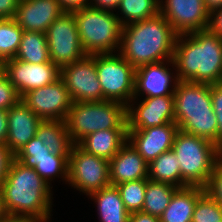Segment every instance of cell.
Wrapping results in <instances>:
<instances>
[{"label": "cell", "instance_id": "obj_38", "mask_svg": "<svg viewBox=\"0 0 222 222\" xmlns=\"http://www.w3.org/2000/svg\"><path fill=\"white\" fill-rule=\"evenodd\" d=\"M207 29L222 39V7L210 11Z\"/></svg>", "mask_w": 222, "mask_h": 222}, {"label": "cell", "instance_id": "obj_40", "mask_svg": "<svg viewBox=\"0 0 222 222\" xmlns=\"http://www.w3.org/2000/svg\"><path fill=\"white\" fill-rule=\"evenodd\" d=\"M65 12H72L90 5V0H56Z\"/></svg>", "mask_w": 222, "mask_h": 222}, {"label": "cell", "instance_id": "obj_1", "mask_svg": "<svg viewBox=\"0 0 222 222\" xmlns=\"http://www.w3.org/2000/svg\"><path fill=\"white\" fill-rule=\"evenodd\" d=\"M173 62L179 81L222 83V39L208 29L177 35Z\"/></svg>", "mask_w": 222, "mask_h": 222}, {"label": "cell", "instance_id": "obj_42", "mask_svg": "<svg viewBox=\"0 0 222 222\" xmlns=\"http://www.w3.org/2000/svg\"><path fill=\"white\" fill-rule=\"evenodd\" d=\"M129 222H160V218L142 211L130 214Z\"/></svg>", "mask_w": 222, "mask_h": 222}, {"label": "cell", "instance_id": "obj_35", "mask_svg": "<svg viewBox=\"0 0 222 222\" xmlns=\"http://www.w3.org/2000/svg\"><path fill=\"white\" fill-rule=\"evenodd\" d=\"M205 191L222 206V158L215 165Z\"/></svg>", "mask_w": 222, "mask_h": 222}, {"label": "cell", "instance_id": "obj_47", "mask_svg": "<svg viewBox=\"0 0 222 222\" xmlns=\"http://www.w3.org/2000/svg\"><path fill=\"white\" fill-rule=\"evenodd\" d=\"M52 216H54V214H51V215H49L47 217H43V218H36V219H34V222H56V221H54V218ZM58 222H60V221H58Z\"/></svg>", "mask_w": 222, "mask_h": 222}, {"label": "cell", "instance_id": "obj_31", "mask_svg": "<svg viewBox=\"0 0 222 222\" xmlns=\"http://www.w3.org/2000/svg\"><path fill=\"white\" fill-rule=\"evenodd\" d=\"M147 179L126 181L116 185L124 207L131 214L142 211Z\"/></svg>", "mask_w": 222, "mask_h": 222}, {"label": "cell", "instance_id": "obj_26", "mask_svg": "<svg viewBox=\"0 0 222 222\" xmlns=\"http://www.w3.org/2000/svg\"><path fill=\"white\" fill-rule=\"evenodd\" d=\"M148 179L178 188L186 187L181 182L180 162L172 149L163 152L148 164Z\"/></svg>", "mask_w": 222, "mask_h": 222}, {"label": "cell", "instance_id": "obj_7", "mask_svg": "<svg viewBox=\"0 0 222 222\" xmlns=\"http://www.w3.org/2000/svg\"><path fill=\"white\" fill-rule=\"evenodd\" d=\"M72 13L87 55L119 52L123 25L115 12L87 6Z\"/></svg>", "mask_w": 222, "mask_h": 222}, {"label": "cell", "instance_id": "obj_17", "mask_svg": "<svg viewBox=\"0 0 222 222\" xmlns=\"http://www.w3.org/2000/svg\"><path fill=\"white\" fill-rule=\"evenodd\" d=\"M178 130L175 122L141 130H128V141L149 164L163 152L172 149Z\"/></svg>", "mask_w": 222, "mask_h": 222}, {"label": "cell", "instance_id": "obj_2", "mask_svg": "<svg viewBox=\"0 0 222 222\" xmlns=\"http://www.w3.org/2000/svg\"><path fill=\"white\" fill-rule=\"evenodd\" d=\"M1 187L5 208L11 218L36 219L55 213V188L41 178L34 168L25 167L15 158Z\"/></svg>", "mask_w": 222, "mask_h": 222}, {"label": "cell", "instance_id": "obj_34", "mask_svg": "<svg viewBox=\"0 0 222 222\" xmlns=\"http://www.w3.org/2000/svg\"><path fill=\"white\" fill-rule=\"evenodd\" d=\"M210 94L212 107L216 114L218 129H217V146H222V83L210 84Z\"/></svg>", "mask_w": 222, "mask_h": 222}, {"label": "cell", "instance_id": "obj_4", "mask_svg": "<svg viewBox=\"0 0 222 222\" xmlns=\"http://www.w3.org/2000/svg\"><path fill=\"white\" fill-rule=\"evenodd\" d=\"M173 95L178 128L217 145L218 123L212 107L210 84L179 81Z\"/></svg>", "mask_w": 222, "mask_h": 222}, {"label": "cell", "instance_id": "obj_45", "mask_svg": "<svg viewBox=\"0 0 222 222\" xmlns=\"http://www.w3.org/2000/svg\"><path fill=\"white\" fill-rule=\"evenodd\" d=\"M204 3L209 11L222 7V0H204Z\"/></svg>", "mask_w": 222, "mask_h": 222}, {"label": "cell", "instance_id": "obj_36", "mask_svg": "<svg viewBox=\"0 0 222 222\" xmlns=\"http://www.w3.org/2000/svg\"><path fill=\"white\" fill-rule=\"evenodd\" d=\"M14 156L51 157V151L43 145L42 141L34 137Z\"/></svg>", "mask_w": 222, "mask_h": 222}, {"label": "cell", "instance_id": "obj_43", "mask_svg": "<svg viewBox=\"0 0 222 222\" xmlns=\"http://www.w3.org/2000/svg\"><path fill=\"white\" fill-rule=\"evenodd\" d=\"M7 110H0V143L5 144L8 134Z\"/></svg>", "mask_w": 222, "mask_h": 222}, {"label": "cell", "instance_id": "obj_19", "mask_svg": "<svg viewBox=\"0 0 222 222\" xmlns=\"http://www.w3.org/2000/svg\"><path fill=\"white\" fill-rule=\"evenodd\" d=\"M8 111V134L5 145L15 155L35 137L41 119L20 100Z\"/></svg>", "mask_w": 222, "mask_h": 222}, {"label": "cell", "instance_id": "obj_24", "mask_svg": "<svg viewBox=\"0 0 222 222\" xmlns=\"http://www.w3.org/2000/svg\"><path fill=\"white\" fill-rule=\"evenodd\" d=\"M205 192V188L200 186L179 188L172 196L168 207L159 217L160 222H192L197 200Z\"/></svg>", "mask_w": 222, "mask_h": 222}, {"label": "cell", "instance_id": "obj_48", "mask_svg": "<svg viewBox=\"0 0 222 222\" xmlns=\"http://www.w3.org/2000/svg\"><path fill=\"white\" fill-rule=\"evenodd\" d=\"M3 71V64L0 62V73Z\"/></svg>", "mask_w": 222, "mask_h": 222}, {"label": "cell", "instance_id": "obj_16", "mask_svg": "<svg viewBox=\"0 0 222 222\" xmlns=\"http://www.w3.org/2000/svg\"><path fill=\"white\" fill-rule=\"evenodd\" d=\"M3 72L20 97L33 89L52 84L60 78V69L52 62L34 64L15 58L3 63Z\"/></svg>", "mask_w": 222, "mask_h": 222}, {"label": "cell", "instance_id": "obj_15", "mask_svg": "<svg viewBox=\"0 0 222 222\" xmlns=\"http://www.w3.org/2000/svg\"><path fill=\"white\" fill-rule=\"evenodd\" d=\"M174 96L132 99L127 105L128 130H141L175 122Z\"/></svg>", "mask_w": 222, "mask_h": 222}, {"label": "cell", "instance_id": "obj_29", "mask_svg": "<svg viewBox=\"0 0 222 222\" xmlns=\"http://www.w3.org/2000/svg\"><path fill=\"white\" fill-rule=\"evenodd\" d=\"M160 13V0H121L116 16L123 26L153 18Z\"/></svg>", "mask_w": 222, "mask_h": 222}, {"label": "cell", "instance_id": "obj_14", "mask_svg": "<svg viewBox=\"0 0 222 222\" xmlns=\"http://www.w3.org/2000/svg\"><path fill=\"white\" fill-rule=\"evenodd\" d=\"M160 14L177 35L206 30L209 25L204 0H160Z\"/></svg>", "mask_w": 222, "mask_h": 222}, {"label": "cell", "instance_id": "obj_9", "mask_svg": "<svg viewBox=\"0 0 222 222\" xmlns=\"http://www.w3.org/2000/svg\"><path fill=\"white\" fill-rule=\"evenodd\" d=\"M109 185V161L74 144L69 155L67 187L87 197Z\"/></svg>", "mask_w": 222, "mask_h": 222}, {"label": "cell", "instance_id": "obj_32", "mask_svg": "<svg viewBox=\"0 0 222 222\" xmlns=\"http://www.w3.org/2000/svg\"><path fill=\"white\" fill-rule=\"evenodd\" d=\"M192 222H222V206L205 192L197 200Z\"/></svg>", "mask_w": 222, "mask_h": 222}, {"label": "cell", "instance_id": "obj_37", "mask_svg": "<svg viewBox=\"0 0 222 222\" xmlns=\"http://www.w3.org/2000/svg\"><path fill=\"white\" fill-rule=\"evenodd\" d=\"M15 156L5 144L0 143V185L5 180L9 167Z\"/></svg>", "mask_w": 222, "mask_h": 222}, {"label": "cell", "instance_id": "obj_18", "mask_svg": "<svg viewBox=\"0 0 222 222\" xmlns=\"http://www.w3.org/2000/svg\"><path fill=\"white\" fill-rule=\"evenodd\" d=\"M64 12L56 0H20L14 20L23 31L46 33Z\"/></svg>", "mask_w": 222, "mask_h": 222}, {"label": "cell", "instance_id": "obj_22", "mask_svg": "<svg viewBox=\"0 0 222 222\" xmlns=\"http://www.w3.org/2000/svg\"><path fill=\"white\" fill-rule=\"evenodd\" d=\"M127 141L128 129H108L88 134L77 145L89 154L110 161Z\"/></svg>", "mask_w": 222, "mask_h": 222}, {"label": "cell", "instance_id": "obj_39", "mask_svg": "<svg viewBox=\"0 0 222 222\" xmlns=\"http://www.w3.org/2000/svg\"><path fill=\"white\" fill-rule=\"evenodd\" d=\"M20 0H0V19L14 18Z\"/></svg>", "mask_w": 222, "mask_h": 222}, {"label": "cell", "instance_id": "obj_6", "mask_svg": "<svg viewBox=\"0 0 222 222\" xmlns=\"http://www.w3.org/2000/svg\"><path fill=\"white\" fill-rule=\"evenodd\" d=\"M70 139L77 144L98 130L128 129L127 106L121 102H73L66 118Z\"/></svg>", "mask_w": 222, "mask_h": 222}, {"label": "cell", "instance_id": "obj_5", "mask_svg": "<svg viewBox=\"0 0 222 222\" xmlns=\"http://www.w3.org/2000/svg\"><path fill=\"white\" fill-rule=\"evenodd\" d=\"M172 150L180 162L181 182L206 187L215 165L222 158L220 147L206 138L177 131Z\"/></svg>", "mask_w": 222, "mask_h": 222}, {"label": "cell", "instance_id": "obj_8", "mask_svg": "<svg viewBox=\"0 0 222 222\" xmlns=\"http://www.w3.org/2000/svg\"><path fill=\"white\" fill-rule=\"evenodd\" d=\"M95 65L102 87V101L128 105L134 98L135 68L119 53L96 54Z\"/></svg>", "mask_w": 222, "mask_h": 222}, {"label": "cell", "instance_id": "obj_41", "mask_svg": "<svg viewBox=\"0 0 222 222\" xmlns=\"http://www.w3.org/2000/svg\"><path fill=\"white\" fill-rule=\"evenodd\" d=\"M121 0H90V7L115 12Z\"/></svg>", "mask_w": 222, "mask_h": 222}, {"label": "cell", "instance_id": "obj_27", "mask_svg": "<svg viewBox=\"0 0 222 222\" xmlns=\"http://www.w3.org/2000/svg\"><path fill=\"white\" fill-rule=\"evenodd\" d=\"M15 59L34 64L52 62L46 33L24 31Z\"/></svg>", "mask_w": 222, "mask_h": 222}, {"label": "cell", "instance_id": "obj_46", "mask_svg": "<svg viewBox=\"0 0 222 222\" xmlns=\"http://www.w3.org/2000/svg\"><path fill=\"white\" fill-rule=\"evenodd\" d=\"M3 222H34L33 218H9Z\"/></svg>", "mask_w": 222, "mask_h": 222}, {"label": "cell", "instance_id": "obj_20", "mask_svg": "<svg viewBox=\"0 0 222 222\" xmlns=\"http://www.w3.org/2000/svg\"><path fill=\"white\" fill-rule=\"evenodd\" d=\"M110 185L148 179V163L127 141L109 161Z\"/></svg>", "mask_w": 222, "mask_h": 222}, {"label": "cell", "instance_id": "obj_3", "mask_svg": "<svg viewBox=\"0 0 222 222\" xmlns=\"http://www.w3.org/2000/svg\"><path fill=\"white\" fill-rule=\"evenodd\" d=\"M177 34L159 13L153 18L123 26L119 54L135 69L173 60Z\"/></svg>", "mask_w": 222, "mask_h": 222}, {"label": "cell", "instance_id": "obj_44", "mask_svg": "<svg viewBox=\"0 0 222 222\" xmlns=\"http://www.w3.org/2000/svg\"><path fill=\"white\" fill-rule=\"evenodd\" d=\"M10 216L5 208L2 187L0 185V222L6 221Z\"/></svg>", "mask_w": 222, "mask_h": 222}, {"label": "cell", "instance_id": "obj_33", "mask_svg": "<svg viewBox=\"0 0 222 222\" xmlns=\"http://www.w3.org/2000/svg\"><path fill=\"white\" fill-rule=\"evenodd\" d=\"M21 100L16 88L10 83L7 75L0 73V110H9Z\"/></svg>", "mask_w": 222, "mask_h": 222}, {"label": "cell", "instance_id": "obj_21", "mask_svg": "<svg viewBox=\"0 0 222 222\" xmlns=\"http://www.w3.org/2000/svg\"><path fill=\"white\" fill-rule=\"evenodd\" d=\"M87 198L96 207L94 212H97V222H129L130 213L124 207L116 186L109 185L94 191Z\"/></svg>", "mask_w": 222, "mask_h": 222}, {"label": "cell", "instance_id": "obj_28", "mask_svg": "<svg viewBox=\"0 0 222 222\" xmlns=\"http://www.w3.org/2000/svg\"><path fill=\"white\" fill-rule=\"evenodd\" d=\"M178 189L169 183L147 179L142 212L160 217Z\"/></svg>", "mask_w": 222, "mask_h": 222}, {"label": "cell", "instance_id": "obj_49", "mask_svg": "<svg viewBox=\"0 0 222 222\" xmlns=\"http://www.w3.org/2000/svg\"><path fill=\"white\" fill-rule=\"evenodd\" d=\"M220 154H221V156H222V146L220 147Z\"/></svg>", "mask_w": 222, "mask_h": 222}, {"label": "cell", "instance_id": "obj_10", "mask_svg": "<svg viewBox=\"0 0 222 222\" xmlns=\"http://www.w3.org/2000/svg\"><path fill=\"white\" fill-rule=\"evenodd\" d=\"M50 60L59 69L87 56L80 42L75 16L64 12L46 31Z\"/></svg>", "mask_w": 222, "mask_h": 222}, {"label": "cell", "instance_id": "obj_11", "mask_svg": "<svg viewBox=\"0 0 222 222\" xmlns=\"http://www.w3.org/2000/svg\"><path fill=\"white\" fill-rule=\"evenodd\" d=\"M60 78L65 83L73 102L102 101V87L96 71L95 55H87L62 67Z\"/></svg>", "mask_w": 222, "mask_h": 222}, {"label": "cell", "instance_id": "obj_12", "mask_svg": "<svg viewBox=\"0 0 222 222\" xmlns=\"http://www.w3.org/2000/svg\"><path fill=\"white\" fill-rule=\"evenodd\" d=\"M41 120H66L73 103L61 78L54 83L33 89L21 97Z\"/></svg>", "mask_w": 222, "mask_h": 222}, {"label": "cell", "instance_id": "obj_13", "mask_svg": "<svg viewBox=\"0 0 222 222\" xmlns=\"http://www.w3.org/2000/svg\"><path fill=\"white\" fill-rule=\"evenodd\" d=\"M179 80L173 60L135 69L134 98L174 96Z\"/></svg>", "mask_w": 222, "mask_h": 222}, {"label": "cell", "instance_id": "obj_23", "mask_svg": "<svg viewBox=\"0 0 222 222\" xmlns=\"http://www.w3.org/2000/svg\"><path fill=\"white\" fill-rule=\"evenodd\" d=\"M15 159L25 167L34 168L38 175L52 188H54L53 185L57 182L67 187L69 155L51 153V157L33 158V156H15Z\"/></svg>", "mask_w": 222, "mask_h": 222}, {"label": "cell", "instance_id": "obj_25", "mask_svg": "<svg viewBox=\"0 0 222 222\" xmlns=\"http://www.w3.org/2000/svg\"><path fill=\"white\" fill-rule=\"evenodd\" d=\"M35 137L42 141L51 153L58 155H70L74 145L64 120H42Z\"/></svg>", "mask_w": 222, "mask_h": 222}, {"label": "cell", "instance_id": "obj_30", "mask_svg": "<svg viewBox=\"0 0 222 222\" xmlns=\"http://www.w3.org/2000/svg\"><path fill=\"white\" fill-rule=\"evenodd\" d=\"M23 29L14 18L0 19V62L13 59L22 40Z\"/></svg>", "mask_w": 222, "mask_h": 222}]
</instances>
